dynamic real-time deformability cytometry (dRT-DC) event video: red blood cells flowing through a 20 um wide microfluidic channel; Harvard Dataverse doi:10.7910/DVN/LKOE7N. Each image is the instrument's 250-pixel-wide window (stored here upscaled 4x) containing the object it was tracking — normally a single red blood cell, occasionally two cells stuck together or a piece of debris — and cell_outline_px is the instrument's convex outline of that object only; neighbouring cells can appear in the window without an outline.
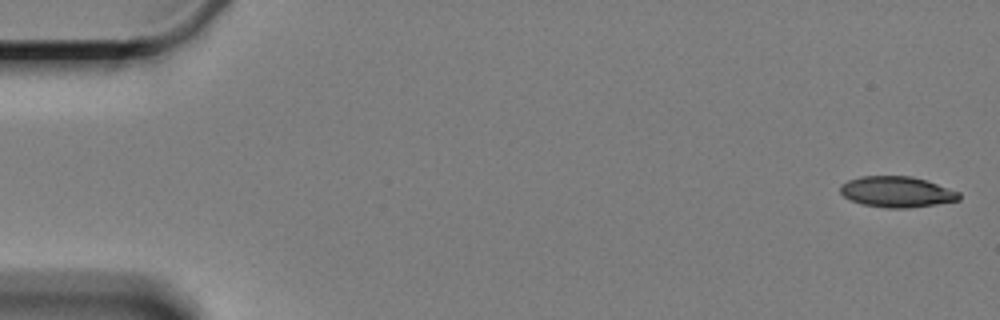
{"species": "Egyptian fruit bat (a non-hibernating species)", "species_latin": "Rousettus aegyptiacus", "temperature_condition": "cold", "stored_images_in_passage": 6, "camera_frame_rate_fps": 3000, "um_per_image_px": 0.085, "animal": {"sex": "female"}, "frame": {"image": 1, "passage_image": 1, "time_ms": 0.0, "image_size_px": [1000, 320], "cell_outline_px": [[960, 200], [936, 204], [908, 208], [884, 208], [860, 204], [844, 196], [840, 192], [840, 188], [848, 180], [864, 176], [912, 176], [960, 192]], "centroid_in_image_um": [76.23, 16.32], "position_along_channel_um": 8.8, "area_um2": 21.15}}
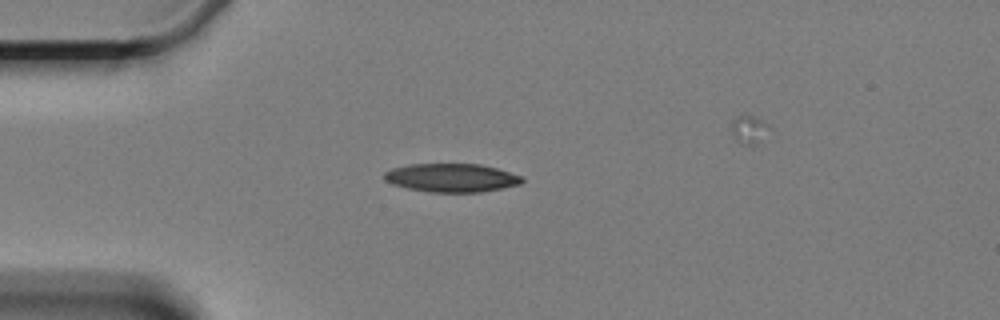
{"frame": {"image": 2, "passage_image": 5, "time_ms": 4.667, "image_size_px": [1000, 320], "cell_outline_px": [[524, 180], [520, 184], [504, 188], [480, 192], [432, 192], [408, 188], [392, 184], [384, 180], [384, 172], [392, 168], [408, 164], [480, 164], [496, 168], [520, 176]], "centroid_in_image_um": [38.35, 15.11], "position_along_channel_um": 46.6, "area_um2": 22.77}}